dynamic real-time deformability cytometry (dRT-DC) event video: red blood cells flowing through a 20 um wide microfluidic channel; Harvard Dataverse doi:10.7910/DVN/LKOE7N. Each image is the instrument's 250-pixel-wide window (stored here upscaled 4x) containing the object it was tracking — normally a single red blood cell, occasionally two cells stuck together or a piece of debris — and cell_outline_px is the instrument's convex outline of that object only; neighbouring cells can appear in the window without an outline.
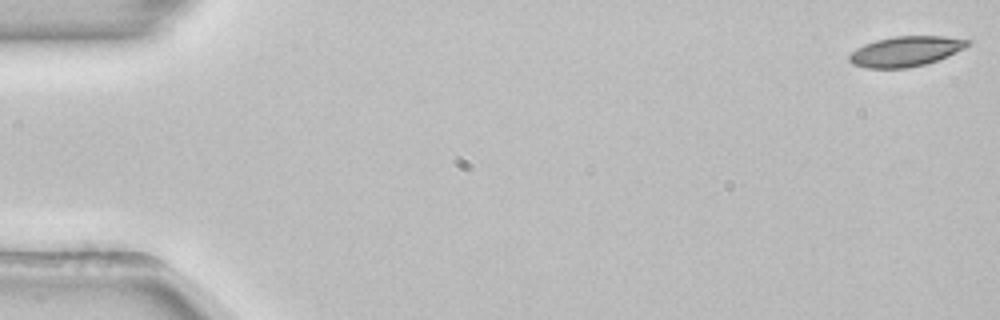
{"species": "common noctule bat (a hibernating species)", "species_latin": "Nyctalus noctula", "temperature_condition": "room temperature", "stored_images_in_passage": 53, "camera_frame_rate_fps": 3000, "um_per_image_px": 0.085, "animal": {"sex": "female", "body_mass_g": 22.7, "forearm_length_mm": 54.2}, "frame": {"image": 1, "passage_image": 1, "time_ms": 0.0, "image_size_px": [1000, 320], "cell_outline_px": [[972, 40], [964, 48], [936, 60], [924, 64], [908, 68], [868, 68], [852, 64], [848, 60], [848, 56], [856, 48], [864, 44], [876, 40], [896, 36], [944, 36]], "centroid_in_image_um": [76.94, 4.36], "position_along_channel_um": 8.1, "area_um2": 20.58}}
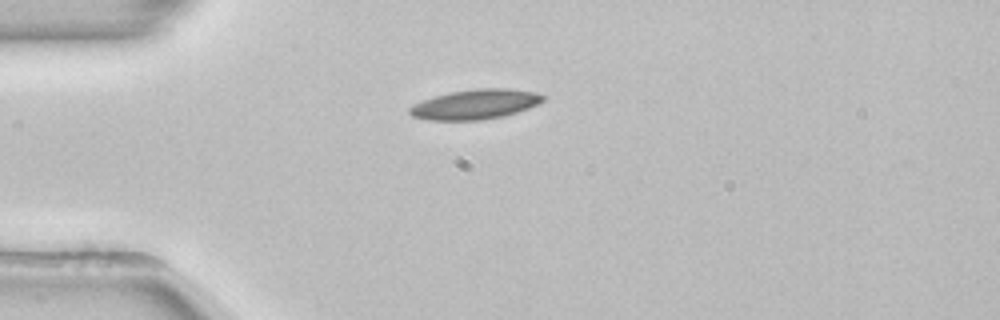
{"frame": {"image": 2, "passage_image": 14, "time_ms": 4.333, "image_size_px": [1000, 320], "cell_outline_px": [[544, 100], [528, 108], [516, 112], [500, 116], [480, 120], [428, 120], [412, 116], [408, 112], [408, 108], [424, 100], [436, 96], [452, 92], [476, 88], [508, 88], [532, 92], [544, 96]], "centroid_in_image_um": [40.37, 8.87], "position_along_channel_um": 44.6, "area_um2": 22.72}}
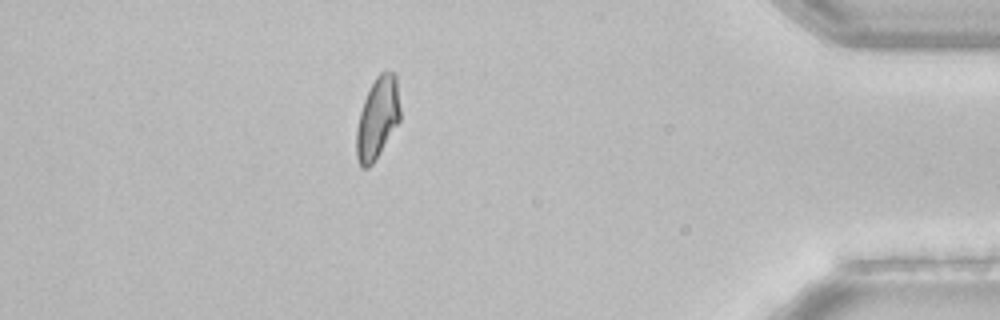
{"frame": {"image": 3, "passage_image": 47, "time_ms": 15.333, "image_size_px": [1000, 320], "cell_outline_px": [[400, 120], [376, 160], [368, 168], [360, 168], [356, 160], [356, 128], [360, 112], [364, 100], [376, 76], [380, 72], [392, 72], [396, 76], [400, 108]], "centroid_in_image_um": [32.07, 10.09], "position_along_channel_um": 403.1, "area_um2": 20.87}, "authors_computed_cell_mechanics": {"area_um2": 21.3282, "velocity_mm_per_s": 3.8652, "shape_relaxation_time_tau1_ms": 5.7937, "shape_relaxation_time_tau2_ms": null, "deformation_change_tau1": 0.1446, "deformation_change_tau2": null}}